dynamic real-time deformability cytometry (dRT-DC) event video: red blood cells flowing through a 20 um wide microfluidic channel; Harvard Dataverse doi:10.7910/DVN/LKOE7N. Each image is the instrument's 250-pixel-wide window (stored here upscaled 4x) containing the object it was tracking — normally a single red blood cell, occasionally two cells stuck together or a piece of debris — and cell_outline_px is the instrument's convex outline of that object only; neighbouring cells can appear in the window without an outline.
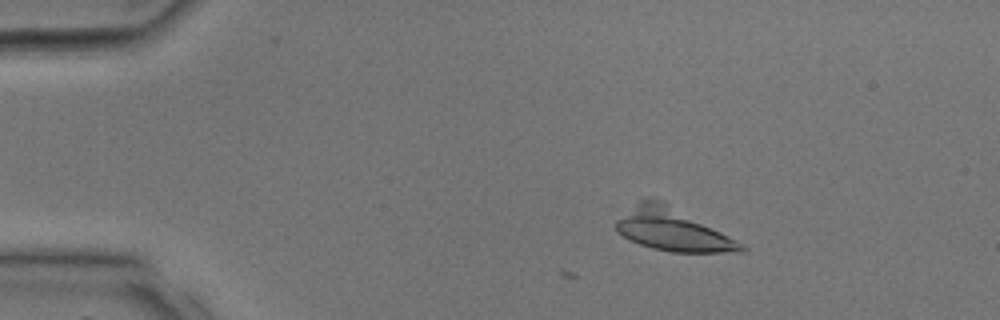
{"species": "common noctule bat (a hibernating species)", "species_latin": "Nyctalus noctula", "temperature_condition": "room temperature", "stored_images_in_passage": 6, "camera_frame_rate_fps": 3000, "um_per_image_px": 0.085, "animal": {"sex": "male", "body_mass_g": 17.9, "forearm_length_mm": 54.2}, "frame": {"image": 1, "passage_image": 6, "time_ms": 1.667, "image_size_px": [1000, 320], "cell_outline_px": [[748, 248], [744, 252], [672, 252], [652, 248], [628, 240], [616, 232], [616, 220], [640, 200], [664, 200], [744, 244]], "centroid_in_image_um": [57.18, 19.54], "position_along_channel_um": 27.8, "area_um2": 30.69}}